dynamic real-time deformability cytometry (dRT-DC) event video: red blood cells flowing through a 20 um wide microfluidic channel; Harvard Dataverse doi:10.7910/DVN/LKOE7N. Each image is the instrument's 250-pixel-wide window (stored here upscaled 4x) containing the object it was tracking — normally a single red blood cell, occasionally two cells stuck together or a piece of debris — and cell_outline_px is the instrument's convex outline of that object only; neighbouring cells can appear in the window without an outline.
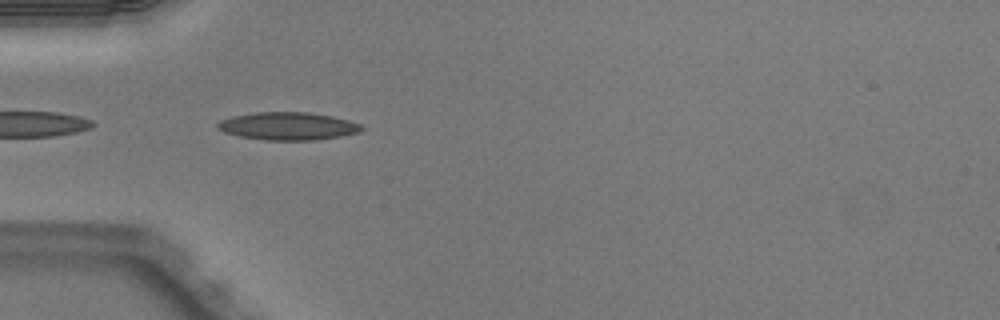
{"species": "Egyptian fruit bat (a non-hibernating species)", "species_latin": "Rousettus aegyptiacus", "temperature_condition": "warm", "stored_images_in_passage": 22, "camera_frame_rate_fps": 3000, "um_per_image_px": 0.085, "animal": {"sex": "male"}, "frame": {"image": 1, "passage_image": 1, "time_ms": 0.0, "image_size_px": [1000, 320], "cell_outline_px": [[364, 128], [360, 132], [340, 136], [312, 140], [264, 140], [240, 136], [224, 132], [216, 128], [216, 124], [220, 120], [232, 116], [256, 112], [308, 112], [332, 116], [348, 120], [360, 124]], "centroid_in_image_um": [24.45, 10.71], "position_along_channel_um": 60.5, "area_um2": 23.29}}
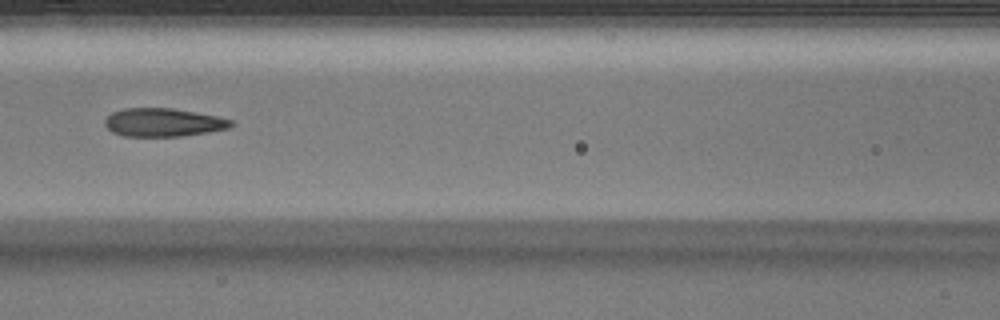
{"frame": {"image": 2, "passage_image": 8, "time_ms": 2.333, "image_size_px": [1000, 320], "cell_outline_px": [[236, 124], [228, 128], [208, 132], [180, 136], [124, 136], [112, 132], [104, 124], [104, 120], [112, 112], [124, 108], [172, 108], [220, 116], [232, 120]], "centroid_in_image_um": [13.9, 10.4], "position_along_channel_um": 152.7, "area_um2": 20.92}}
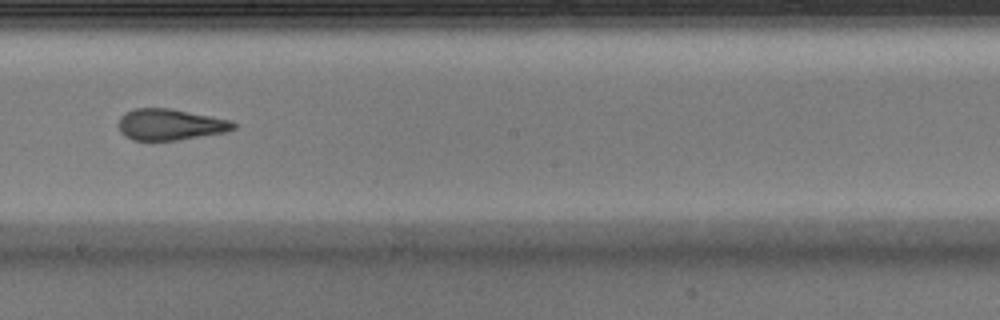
{"frame": {"image": 3, "passage_image": 14, "time_ms": 4.333, "image_size_px": [1000, 320], "cell_outline_px": [[236, 128], [228, 132], [176, 140], [132, 140], [124, 136], [120, 132], [116, 124], [120, 116], [124, 112], [132, 108], [172, 108], [232, 120], [236, 124]], "centroid_in_image_um": [14.44, 10.57], "position_along_channel_um": 233.8, "area_um2": 21.39}}